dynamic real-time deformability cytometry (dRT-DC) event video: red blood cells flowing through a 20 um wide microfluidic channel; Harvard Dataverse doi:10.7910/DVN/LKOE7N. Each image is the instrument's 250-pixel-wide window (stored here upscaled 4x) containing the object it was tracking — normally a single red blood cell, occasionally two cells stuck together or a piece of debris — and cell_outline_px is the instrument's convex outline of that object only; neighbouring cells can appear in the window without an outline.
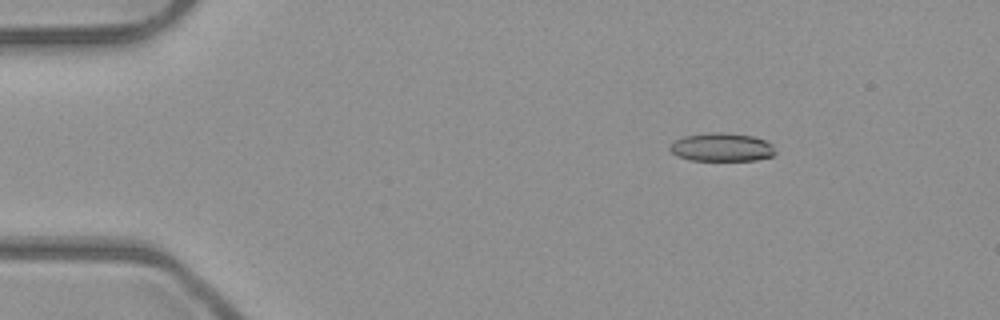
{"species": "common noctule bat (a hibernating species)", "species_latin": "Nyctalus noctula", "temperature_condition": "room temperature", "stored_images_in_passage": 53, "camera_frame_rate_fps": 3000, "um_per_image_px": 0.085, "animal": {"sex": "male", "body_mass_g": 23.1, "forearm_length_mm": 52.7}, "frame": {"image": 1, "passage_image": 9, "time_ms": 2.667, "image_size_px": [1000, 320], "cell_outline_px": [[776, 152], [772, 156], [756, 160], [688, 160], [676, 156], [668, 148], [668, 144], [684, 136], [708, 132], [724, 132], [752, 136], [764, 140], [772, 144]], "centroid_in_image_um": [61.31, 12.51], "position_along_channel_um": 23.7, "area_um2": 17.57}}
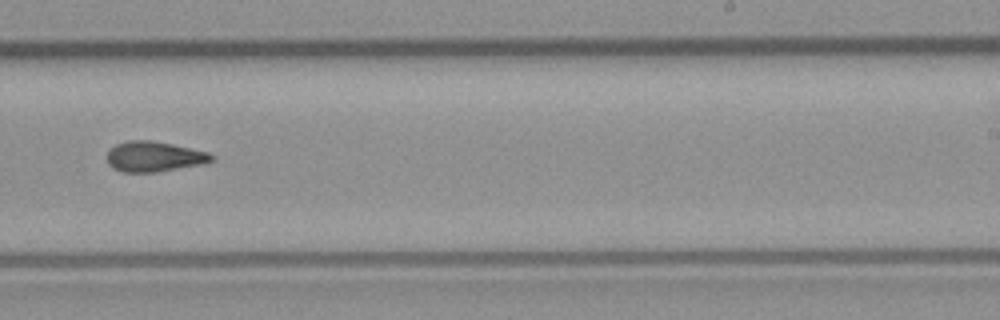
{"frame": {"image": 2, "passage_image": 34, "time_ms": 11.0, "image_size_px": [1000, 320], "cell_outline_px": [[216, 160], [200, 164], [156, 172], [124, 172], [112, 168], [108, 164], [108, 152], [116, 144], [128, 140], [148, 140], [172, 144], [208, 152]], "centroid_in_image_um": [13.08, 13.31], "position_along_channel_um": 275.9, "area_um2": 18.21}}
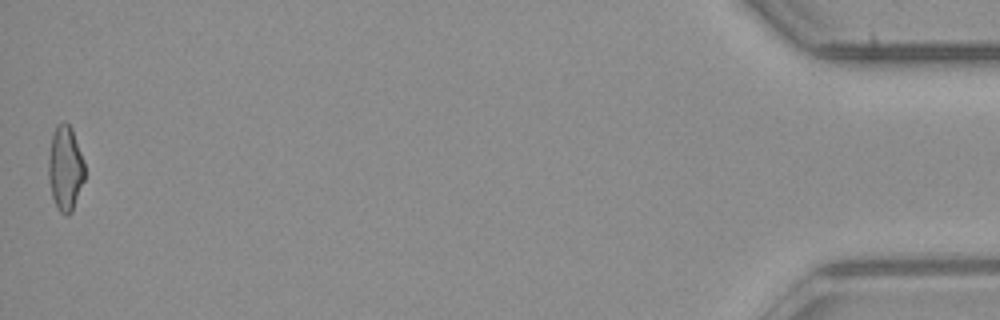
{"frame": {"image": 3, "passage_image": 53, "time_ms": 17.333, "image_size_px": [1000, 320], "cell_outline_px": [[84, 180], [72, 212], [68, 216], [64, 216], [60, 212], [52, 196], [48, 176], [48, 160], [52, 136], [56, 124], [64, 120], [72, 128], [84, 160]], "centroid_in_image_um": [5.55, 14.29], "position_along_channel_um": 429.7, "area_um2": 18.03}, "authors_computed_cell_mechanics": {"area_um2": 18.1492, "velocity_mm_per_s": 3.9901, "shape_relaxation_time_tau1_ms": null, "shape_relaxation_time_tau2_ms": 5.4062, "deformation_change_tau1": null, "deformation_change_tau2": 0.1493}}